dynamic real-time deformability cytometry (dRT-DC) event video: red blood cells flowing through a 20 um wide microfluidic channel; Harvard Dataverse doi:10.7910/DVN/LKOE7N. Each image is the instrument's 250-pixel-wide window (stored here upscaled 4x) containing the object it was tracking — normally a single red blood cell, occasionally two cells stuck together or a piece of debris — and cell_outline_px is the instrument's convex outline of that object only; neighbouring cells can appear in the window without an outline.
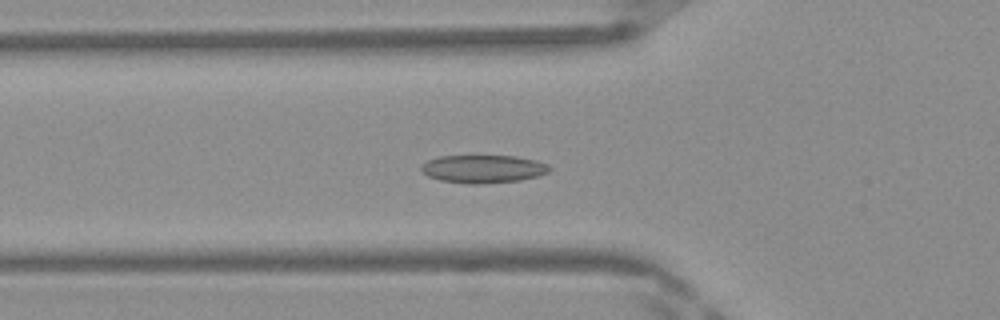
{"species": "Egyptian fruit bat (a non-hibernating species)", "species_latin": "Rousettus aegyptiacus", "temperature_condition": "warm", "stored_images_in_passage": 49, "camera_frame_rate_fps": 3000, "um_per_image_px": 0.085, "frame": {"image": 1, "passage_image": 17, "time_ms": 5.333, "image_size_px": [1000, 320], "cell_outline_px": [[552, 168], [548, 172], [536, 176], [520, 180], [480, 184], [468, 184], [440, 180], [428, 176], [420, 168], [428, 160], [440, 156], [476, 152], [516, 156], [536, 160], [548, 164]], "centroid_in_image_um": [41.07, 14.3], "position_along_channel_um": 84.7, "area_um2": 21.91}}
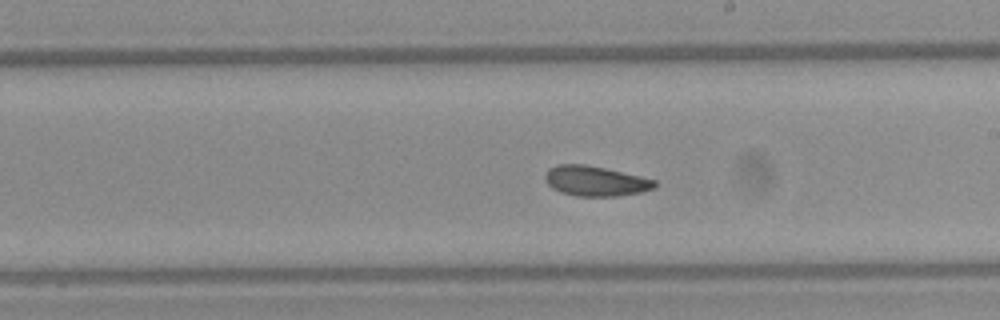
{"frame": {"image": 2, "passage_image": 28, "time_ms": 9.0, "image_size_px": [1000, 320], "cell_outline_px": [[660, 184], [656, 188], [640, 192], [616, 196], [576, 196], [560, 192], [552, 188], [544, 180], [544, 176], [548, 168], [560, 164], [584, 164], [604, 168], [640, 176], [656, 180]], "centroid_in_image_um": [50.62, 15.39], "position_along_channel_um": 238.4, "area_um2": 19.31}}
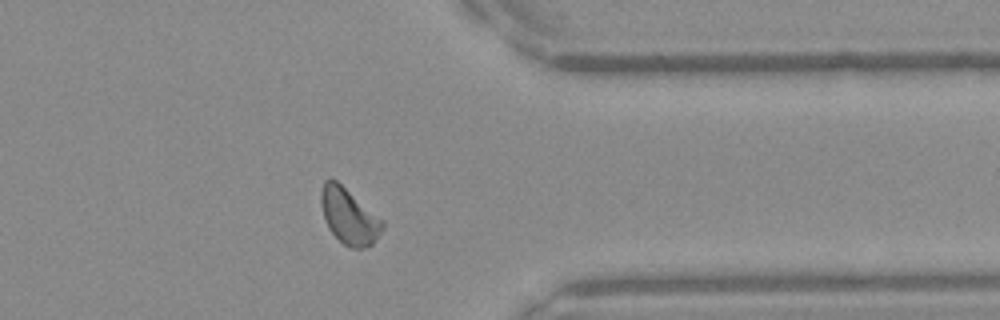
{"frame": {"image": 3, "passage_image": 39, "time_ms": 12.667, "image_size_px": [1000, 320], "cell_outline_px": [[384, 228], [372, 244], [364, 248], [352, 248], [344, 244], [328, 228], [324, 220], [320, 204], [320, 192], [324, 180], [336, 180], [384, 220]], "centroid_in_image_um": [29.66, 18.38], "position_along_channel_um": 381.7, "area_um2": 19.94}, "authors_computed_cell_mechanics": {"area_um2": 19.941, "velocity_mm_per_s": 4.1684, "shape_relaxation_time_tau1_ms": 9.7849, "shape_relaxation_time_tau2_ms": 2.779, "deformation_change_tau1": 0.1402, "deformation_change_tau2": 0.0805}}